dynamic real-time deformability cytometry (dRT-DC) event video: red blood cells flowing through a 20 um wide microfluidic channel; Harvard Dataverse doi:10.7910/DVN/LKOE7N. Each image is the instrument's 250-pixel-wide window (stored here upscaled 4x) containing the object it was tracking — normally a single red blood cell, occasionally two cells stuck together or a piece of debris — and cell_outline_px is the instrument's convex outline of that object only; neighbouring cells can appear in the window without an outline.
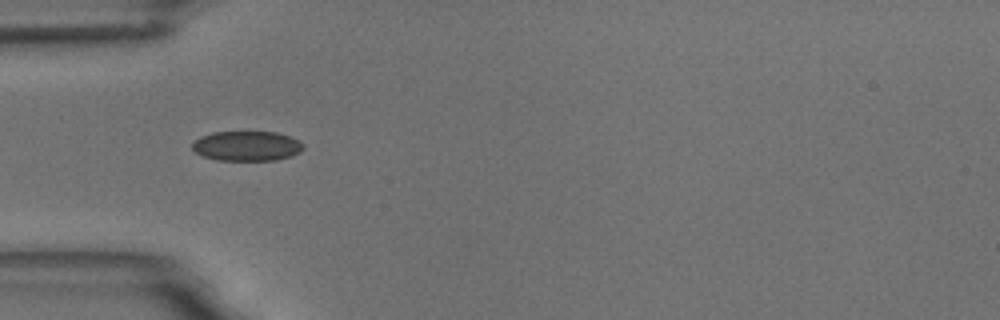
{"species": "common noctule bat (a hibernating species)", "species_latin": "Nyctalus noctula", "temperature_condition": "room temperature", "stored_images_in_passage": 7, "camera_frame_rate_fps": 3000, "um_per_image_px": 0.085, "animal": {"sex": "male", "body_mass_g": 18.8}, "frame": {"image": 1, "passage_image": 6, "time_ms": 5.667, "image_size_px": [1000, 320], "cell_outline_px": [[304, 148], [300, 152], [292, 156], [276, 160], [216, 160], [204, 156], [196, 152], [192, 148], [192, 144], [200, 136], [212, 132], [276, 132], [300, 140], [304, 144]], "centroid_in_image_um": [21.01, 12.41], "position_along_channel_um": 64.0, "area_um2": 19.36}}
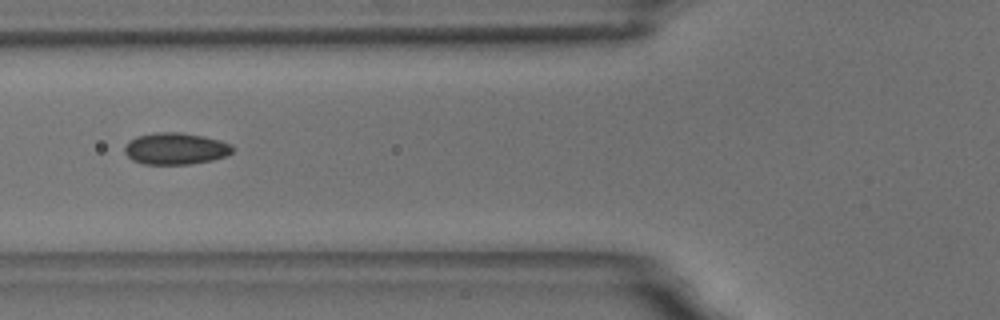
{"frame": {"image": 2, "passage_image": 7, "time_ms": 7.0, "image_size_px": [1000, 320], "cell_outline_px": [[236, 148], [232, 152], [224, 156], [212, 160], [192, 164], [144, 164], [132, 160], [124, 152], [124, 148], [128, 140], [136, 136], [156, 132], [180, 132], [204, 136], [220, 140], [232, 144]], "centroid_in_image_um": [14.92, 12.62], "position_along_channel_um": 110.9, "area_um2": 20.17}}